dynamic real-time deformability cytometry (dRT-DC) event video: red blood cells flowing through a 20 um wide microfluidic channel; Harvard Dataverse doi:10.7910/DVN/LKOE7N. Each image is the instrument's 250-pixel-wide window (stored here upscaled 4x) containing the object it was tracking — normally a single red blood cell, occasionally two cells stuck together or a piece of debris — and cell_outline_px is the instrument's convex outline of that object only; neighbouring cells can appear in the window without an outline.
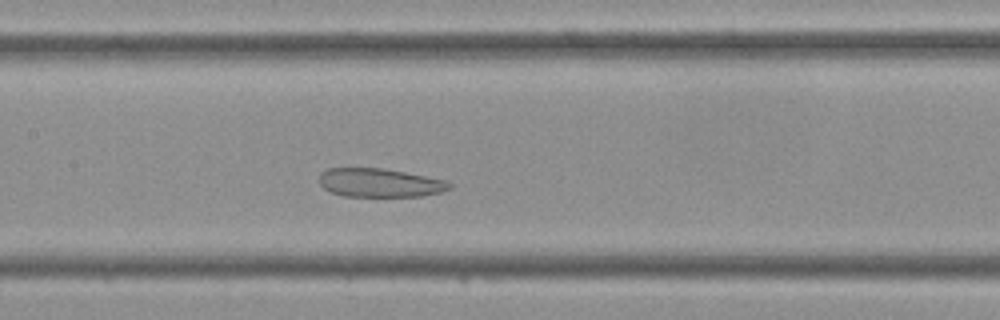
{"species": "Egyptian fruit bat (a non-hibernating species)", "species_latin": "Rousettus aegyptiacus", "temperature_condition": "cold", "stored_images_in_passage": 34, "camera_frame_rate_fps": 3000, "um_per_image_px": 0.085, "frame": {"image": 1, "passage_image": 15, "time_ms": 4.667, "image_size_px": [1000, 320], "cell_outline_px": [[452, 184], [448, 188], [436, 192], [416, 196], [348, 196], [332, 192], [324, 188], [320, 184], [320, 176], [324, 172], [332, 168], [376, 168], [400, 172], [440, 180]], "centroid_in_image_um": [32.17, 15.54], "position_along_channel_um": 175.2, "area_um2": 20.58}}
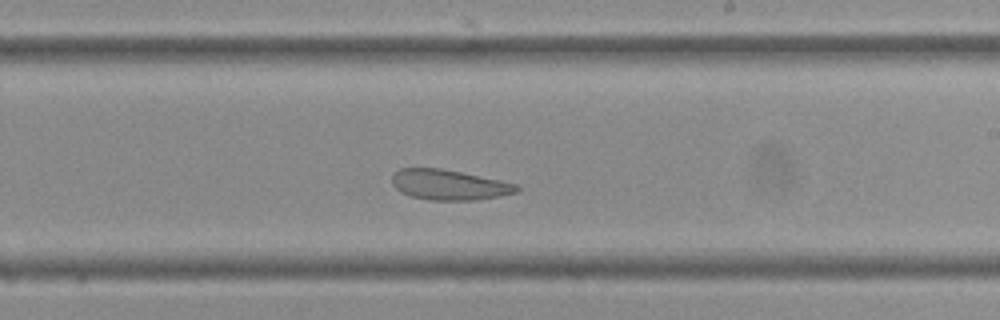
{"frame": {"image": 2, "passage_image": 20, "time_ms": 6.333, "image_size_px": [1000, 320], "cell_outline_px": [[520, 188], [512, 192], [492, 196], [464, 200], [436, 200], [412, 196], [396, 188], [392, 180], [392, 176], [400, 168], [436, 168], [460, 172], [496, 180], [512, 184]], "centroid_in_image_um": [38.05, 15.69], "position_along_channel_um": 251.0, "area_um2": 20.69}}
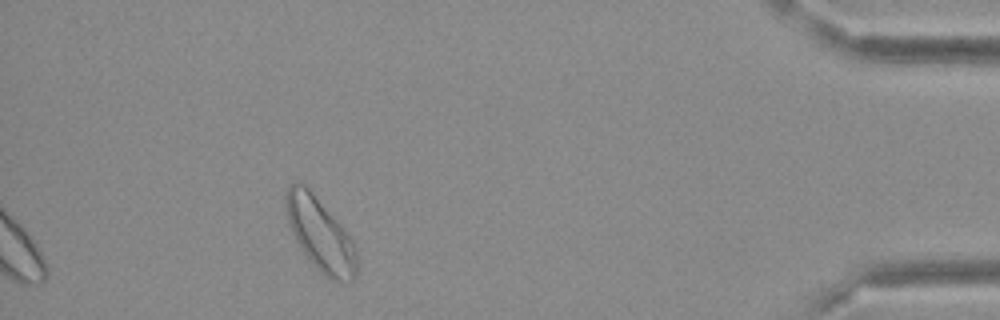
{"frame": {"image": 3, "passage_image": 34, "time_ms": 11.0, "image_size_px": [1000, 320], "cell_outline_px": [[356, 272], [336, 276], [332, 276], [308, 252], [300, 240], [288, 216], [288, 192], [292, 188], [304, 188], [316, 200], [344, 232], [352, 244], [356, 264]], "centroid_in_image_um": [27.24, 19.87], "position_along_channel_um": 408.0, "area_um2": 23.93}}